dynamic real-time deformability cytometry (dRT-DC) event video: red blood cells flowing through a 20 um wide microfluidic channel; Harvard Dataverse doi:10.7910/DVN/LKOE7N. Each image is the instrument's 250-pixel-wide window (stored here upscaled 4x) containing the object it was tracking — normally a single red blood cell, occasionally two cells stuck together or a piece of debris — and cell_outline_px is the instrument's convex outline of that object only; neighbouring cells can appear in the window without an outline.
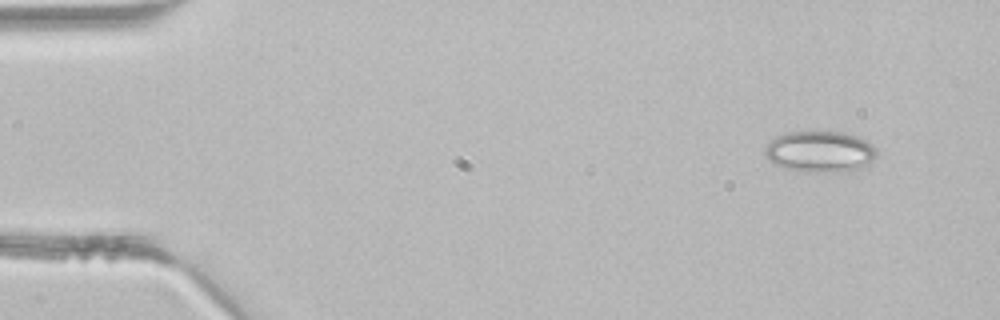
{"species": "common noctule bat (a hibernating species)", "species_latin": "Nyctalus noctula", "temperature_condition": "room temperature", "stored_images_in_passage": 3, "camera_frame_rate_fps": 3000, "um_per_image_px": 0.085, "animal": {"sex": "male", "body_mass_g": 21.5, "forearm_length_mm": 52.0}, "frame": {"image": 1, "passage_image": 1, "time_ms": 0.0, "image_size_px": [1000, 320], "cell_outline_px": [[876, 156], [868, 164], [848, 172], [808, 172], [784, 168], [776, 164], [764, 156], [764, 148], [776, 136], [788, 132], [820, 128], [844, 132], [868, 140], [876, 148]], "centroid_in_image_um": [69.7, 12.84], "position_along_channel_um": 15.3, "area_um2": 27.74}}